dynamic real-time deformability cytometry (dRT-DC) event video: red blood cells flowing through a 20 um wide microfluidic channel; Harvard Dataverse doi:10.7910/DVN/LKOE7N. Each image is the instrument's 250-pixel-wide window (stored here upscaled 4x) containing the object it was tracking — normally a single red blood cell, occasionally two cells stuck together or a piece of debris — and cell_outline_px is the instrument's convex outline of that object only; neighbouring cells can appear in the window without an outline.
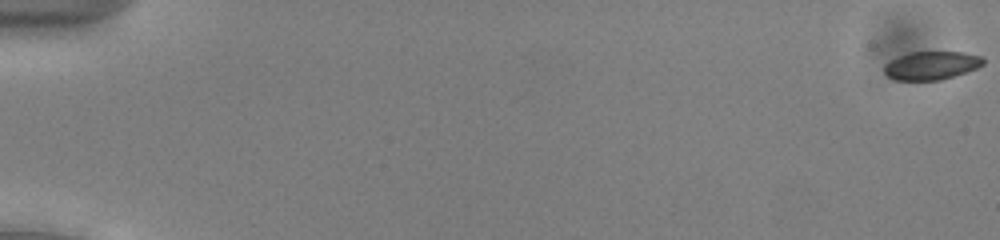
{"species": "common noctule bat (a hibernating species)", "species_latin": "Nyctalus noctula", "temperature_condition": "cold", "stored_images_in_passage": 55, "camera_frame_rate_fps": 3000, "um_per_image_px": 0.085, "animal": {"sex": "male", "body_mass_g": 13.0, "forearm_length_mm": 53.1}, "frame": {"image": 1, "passage_image": 1, "time_ms": 0.0, "image_size_px": [1000, 240], "cell_outline_px": [[984, 64], [976, 68], [940, 80], [896, 80], [888, 76], [884, 72], [884, 64], [900, 56], [912, 52], [964, 52], [984, 56]], "centroid_in_image_um": [79.19, 5.56], "position_along_channel_um": 5.8, "area_um2": 16.18}}
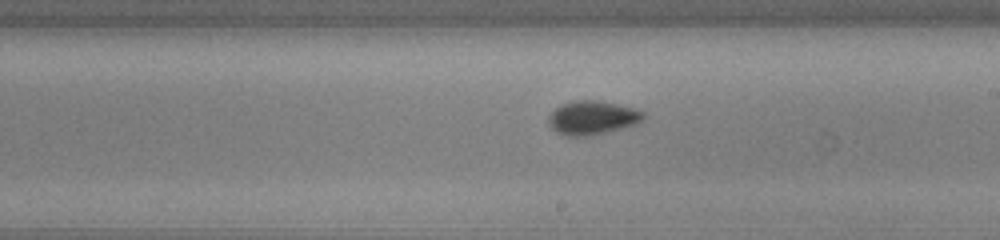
{"frame": {"image": 2, "passage_image": 33, "time_ms": 10.667, "image_size_px": [1000, 240], "cell_outline_px": [[644, 116], [636, 124], [588, 136], [568, 136], [556, 132], [552, 128], [548, 120], [548, 116], [560, 104], [576, 100], [596, 100], [616, 104], [632, 108], [644, 112]], "centroid_in_image_um": [50.3, 10.0], "position_along_channel_um": 238.7, "area_um2": 18.32}}
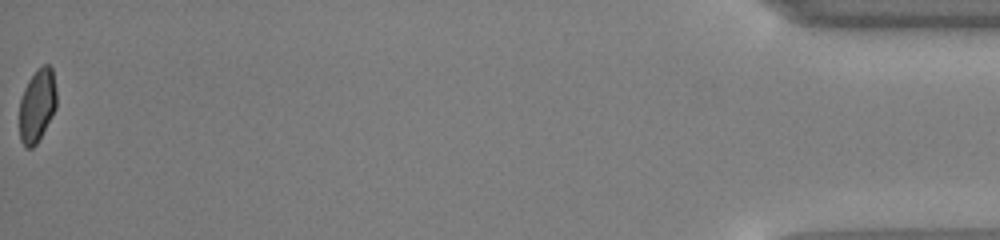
{"frame": {"image": 3, "passage_image": 55, "time_ms": 18.0, "image_size_px": [1000, 240], "cell_outline_px": [[56, 108], [36, 144], [32, 148], [24, 148], [20, 140], [20, 100], [24, 88], [28, 80], [36, 68], [44, 64], [48, 64], [52, 68], [56, 92]], "centroid_in_image_um": [3.15, 8.94], "position_along_channel_um": 432.1, "area_um2": 15.84}, "authors_computed_cell_mechanics": {"area_um2": 17.2244, "velocity_mm_per_s": 3.8944, "shape_relaxation_time_tau1_ms": 2.7502, "shape_relaxation_time_tau2_ms": null, "deformation_change_tau1": 0.0758, "deformation_change_tau2": null}}